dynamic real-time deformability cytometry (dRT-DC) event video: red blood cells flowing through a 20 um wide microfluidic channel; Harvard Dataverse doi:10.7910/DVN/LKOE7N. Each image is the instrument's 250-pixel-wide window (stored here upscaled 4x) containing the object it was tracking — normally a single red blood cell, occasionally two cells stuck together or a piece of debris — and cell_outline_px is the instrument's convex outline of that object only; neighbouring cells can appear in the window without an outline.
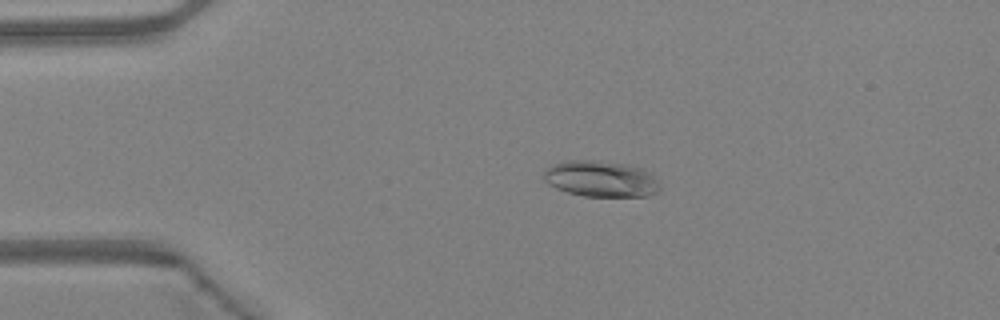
{"species": "Egyptian fruit bat (a non-hibernating species)", "species_latin": "Rousettus aegyptiacus", "temperature_condition": "warm", "stored_images_in_passage": 42, "camera_frame_rate_fps": 3000, "um_per_image_px": 0.085, "animal": {"sex": "female"}, "frame": {"image": 1, "passage_image": 5, "time_ms": 1.333, "image_size_px": [1000, 320], "cell_outline_px": [[660, 188], [656, 192], [644, 196], [584, 196], [568, 192], [556, 188], [548, 184], [544, 180], [544, 168], [552, 164], [564, 160], [604, 160], [628, 164], [644, 168], [660, 184]], "centroid_in_image_um": [51.04, 15.17], "position_along_channel_um": 34.0, "area_um2": 24.68}}
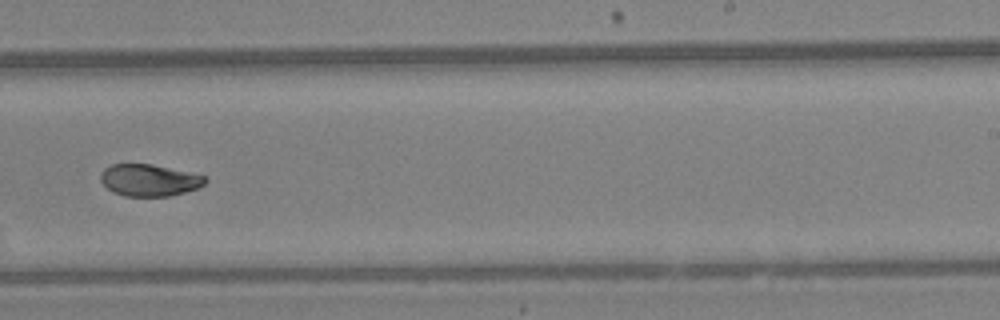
{"frame": {"image": 2, "passage_image": 25, "time_ms": 8.0, "image_size_px": [1000, 320], "cell_outline_px": [[208, 180], [204, 184], [196, 188], [184, 192], [168, 196], [124, 196], [112, 192], [100, 180], [100, 172], [104, 168], [112, 164], [152, 164], [188, 172], [204, 176]], "centroid_in_image_um": [12.64, 15.31], "position_along_channel_um": 276.4, "area_um2": 19.31}}
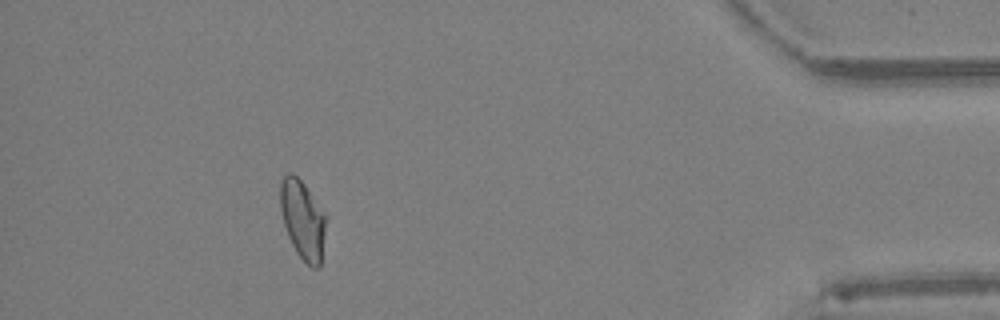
{"frame": {"image": 3, "passage_image": 38, "time_ms": 12.333, "image_size_px": [1000, 320], "cell_outline_px": [[328, 216], [320, 268], [312, 268], [296, 252], [288, 236], [284, 224], [280, 208], [280, 180], [288, 172], [292, 172], [304, 184]], "centroid_in_image_um": [25.75, 18.67], "position_along_channel_um": 409.4, "area_um2": 21.27}, "authors_computed_cell_mechanics": {"area_um2": 20.7791, "velocity_mm_per_s": 4.3197, "shape_relaxation_time_tau1_ms": 6.4997, "shape_relaxation_time_tau2_ms": 3.652, "deformation_change_tau1": 0.1913, "deformation_change_tau2": 0.0732}}